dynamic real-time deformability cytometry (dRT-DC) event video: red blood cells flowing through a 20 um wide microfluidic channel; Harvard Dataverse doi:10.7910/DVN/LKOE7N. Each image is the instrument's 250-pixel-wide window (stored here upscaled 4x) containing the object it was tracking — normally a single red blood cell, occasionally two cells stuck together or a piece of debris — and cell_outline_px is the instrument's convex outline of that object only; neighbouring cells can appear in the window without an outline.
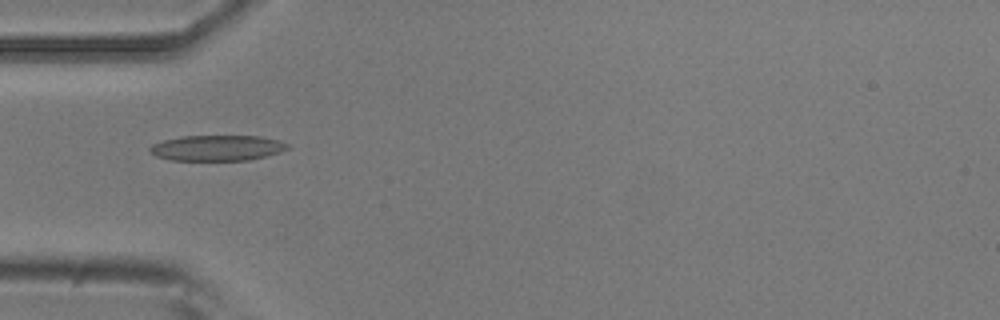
{"species": "common noctule bat (a hibernating species)", "species_latin": "Nyctalus noctula", "temperature_condition": "room temperature", "stored_images_in_passage": 54, "camera_frame_rate_fps": 3000, "um_per_image_px": 0.085, "animal": {"sex": "male", "body_mass_g": 20.5, "forearm_length_mm": 52.5}, "frame": {"image": 1, "passage_image": 17, "time_ms": 5.333, "image_size_px": [1000, 320], "cell_outline_px": [[288, 148], [280, 152], [268, 156], [248, 160], [172, 160], [156, 156], [148, 152], [148, 148], [152, 144], [164, 140], [180, 136], [260, 136], [280, 140], [288, 144]], "centroid_in_image_um": [18.44, 12.57], "position_along_channel_um": 66.6, "area_um2": 20.63}}
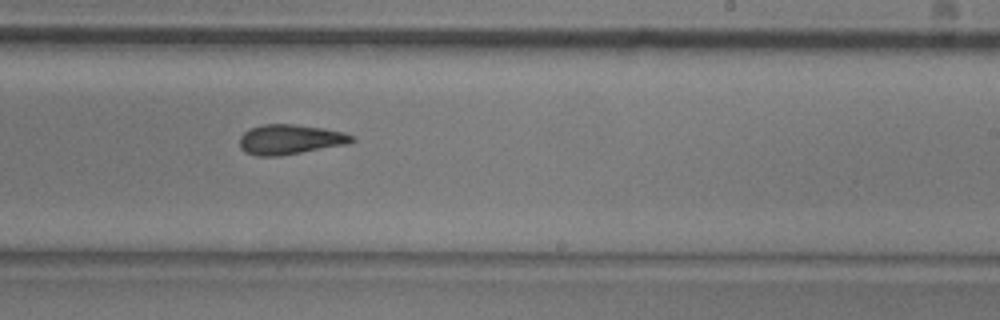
{"frame": {"image": 2, "passage_image": 33, "time_ms": 10.667, "image_size_px": [1000, 320], "cell_outline_px": [[356, 140], [348, 144], [280, 156], [256, 156], [244, 152], [240, 148], [240, 136], [244, 132], [260, 124], [296, 124], [324, 128], [344, 132], [356, 136]], "centroid_in_image_um": [24.68, 11.85], "position_along_channel_um": 264.3, "area_um2": 19.83}}
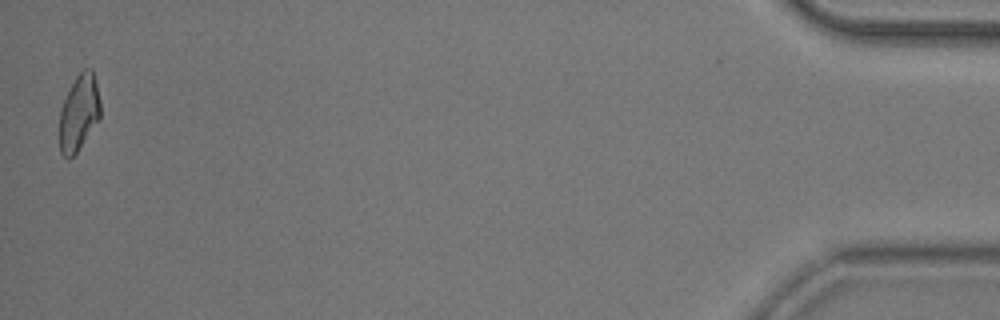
{"frame": {"image": 3, "passage_image": 54, "time_ms": 17.667, "image_size_px": [1000, 320], "cell_outline_px": [[100, 120], [76, 152], [68, 160], [60, 152], [60, 108], [76, 76], [84, 68], [92, 68], [100, 100]], "centroid_in_image_um": [6.72, 9.59], "position_along_channel_um": 428.5, "area_um2": 18.03}, "authors_computed_cell_mechanics": {"area_um2": 19.5653, "velocity_mm_per_s": 3.6957, "shape_relaxation_time_tau1_ms": null, "shape_relaxation_time_tau2_ms": 2.9942, "deformation_change_tau1": null, "deformation_change_tau2": 0.1149}}